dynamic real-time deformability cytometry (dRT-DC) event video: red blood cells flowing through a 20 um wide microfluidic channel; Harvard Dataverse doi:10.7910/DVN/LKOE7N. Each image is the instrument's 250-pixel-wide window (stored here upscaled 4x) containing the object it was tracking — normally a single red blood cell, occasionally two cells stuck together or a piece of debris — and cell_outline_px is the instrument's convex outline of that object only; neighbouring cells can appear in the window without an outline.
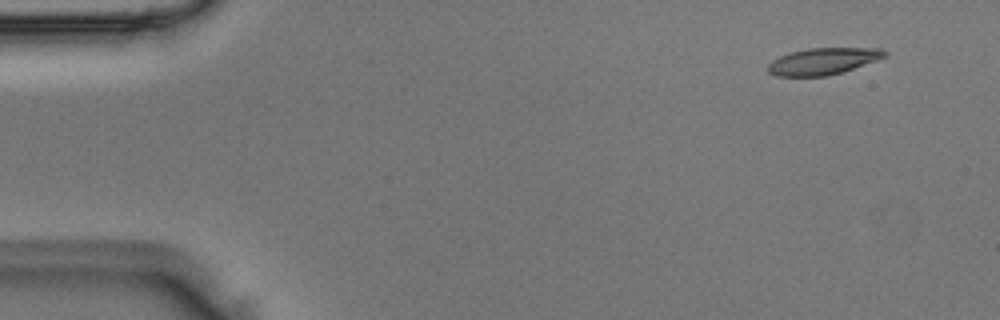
{"species": "Egyptian fruit bat (a non-hibernating species)", "species_latin": "Rousettus aegyptiacus", "temperature_condition": "room temperature", "stored_images_in_passage": 4, "camera_frame_rate_fps": 3000, "um_per_image_px": 0.085, "animal": {"sex": "male"}, "frame": {"image": 1, "passage_image": 1, "time_ms": 0.0, "image_size_px": [1000, 320], "cell_outline_px": [[888, 56], [844, 72], [828, 76], [776, 76], [768, 72], [768, 64], [772, 60], [780, 56], [792, 52], [808, 48], [884, 48], [888, 52]], "centroid_in_image_um": [70.01, 5.2], "position_along_channel_um": 15.0, "area_um2": 18.32}}
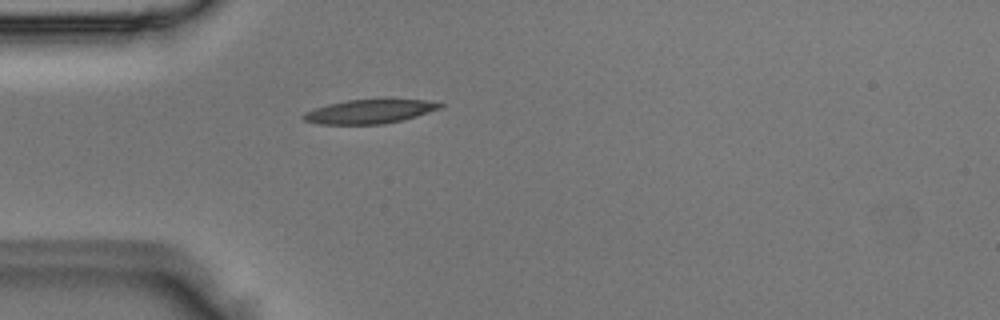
{"frame": {"image": 2, "passage_image": 4, "time_ms": 1.0, "image_size_px": [1000, 320], "cell_outline_px": [[444, 104], [440, 108], [416, 116], [384, 124], [320, 124], [304, 120], [300, 116], [304, 112], [328, 104], [348, 100], [424, 100]], "centroid_in_image_um": [31.35, 9.49], "position_along_channel_um": 53.6, "area_um2": 18.67}}